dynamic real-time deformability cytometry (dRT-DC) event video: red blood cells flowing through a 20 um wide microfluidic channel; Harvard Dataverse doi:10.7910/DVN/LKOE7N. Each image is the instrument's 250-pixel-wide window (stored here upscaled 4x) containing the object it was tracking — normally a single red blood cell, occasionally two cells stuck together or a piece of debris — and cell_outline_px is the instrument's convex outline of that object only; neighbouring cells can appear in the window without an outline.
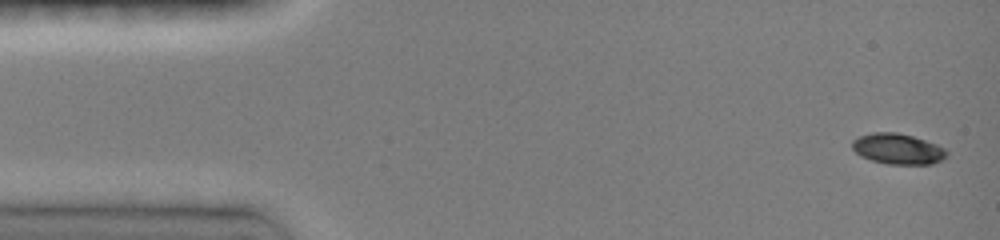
{"species": "common noctule bat (a hibernating species)", "species_latin": "Nyctalus noctula", "temperature_condition": "room temperature", "stored_images_in_passage": 3, "camera_frame_rate_fps": 3000, "um_per_image_px": 0.085, "animal": {"sex": "female", "body_mass_g": 19.0, "forearm_length_mm": 51.5}, "frame": {"image": 1, "passage_image": 1, "time_ms": 0.0, "image_size_px": [1000, 240], "cell_outline_px": [[948, 156], [944, 160], [932, 164], [888, 164], [872, 160], [860, 156], [852, 148], [852, 140], [860, 136], [872, 132], [896, 132], [912, 136], [936, 144], [944, 148], [948, 152]], "centroid_in_image_um": [76.33, 12.66], "position_along_channel_um": 8.7, "area_um2": 16.94}}